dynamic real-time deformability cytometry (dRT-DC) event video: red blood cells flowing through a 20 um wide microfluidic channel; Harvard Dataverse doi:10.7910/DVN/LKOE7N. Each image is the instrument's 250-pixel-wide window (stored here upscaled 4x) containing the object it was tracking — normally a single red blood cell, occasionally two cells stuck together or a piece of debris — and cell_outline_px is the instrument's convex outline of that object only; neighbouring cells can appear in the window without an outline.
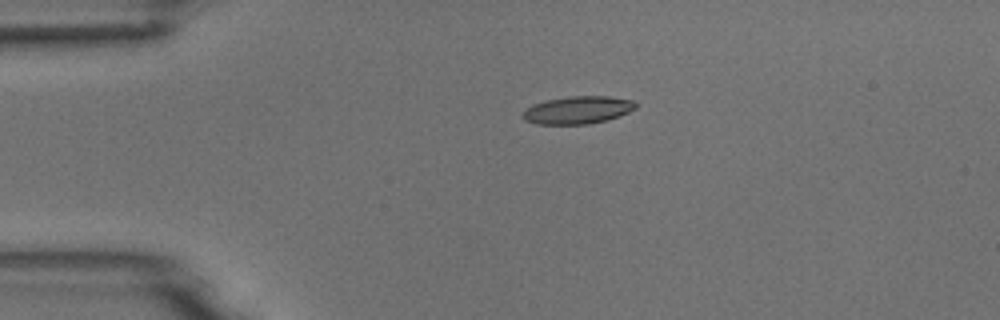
{"species": "common noctule bat (a hibernating species)", "species_latin": "Nyctalus noctula", "temperature_condition": "room temperature", "stored_images_in_passage": 43, "camera_frame_rate_fps": 3000, "um_per_image_px": 0.085, "animal": {"sex": "male", "body_mass_g": 18.8}, "frame": {"image": 1, "passage_image": 1, "time_ms": 0.0, "image_size_px": [1000, 320], "cell_outline_px": [[636, 108], [620, 116], [608, 120], [588, 124], [536, 124], [524, 120], [520, 116], [532, 104], [544, 100], [568, 96], [608, 96], [632, 100], [636, 104]], "centroid_in_image_um": [49.09, 9.35], "position_along_channel_um": 35.9, "area_um2": 18.32}}
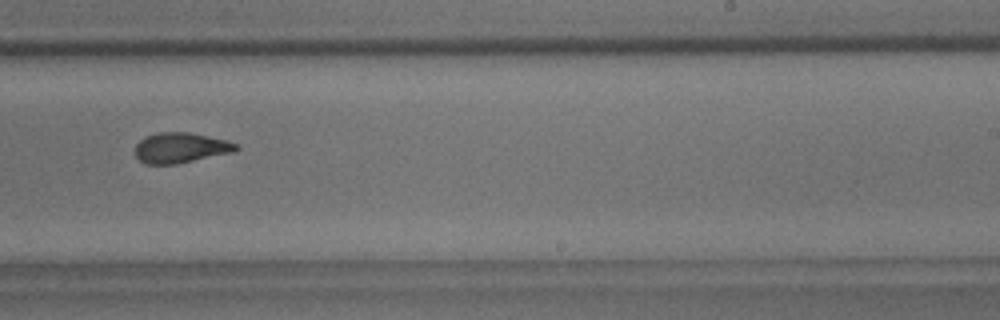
{"frame": {"image": 2, "passage_image": 23, "time_ms": 7.333, "image_size_px": [1000, 320], "cell_outline_px": [[240, 148], [236, 152], [176, 164], [144, 164], [136, 156], [136, 144], [140, 140], [156, 132], [188, 132], [208, 136], [224, 140], [236, 144]], "centroid_in_image_um": [15.37, 12.57], "position_along_channel_um": 273.6, "area_um2": 17.8}}
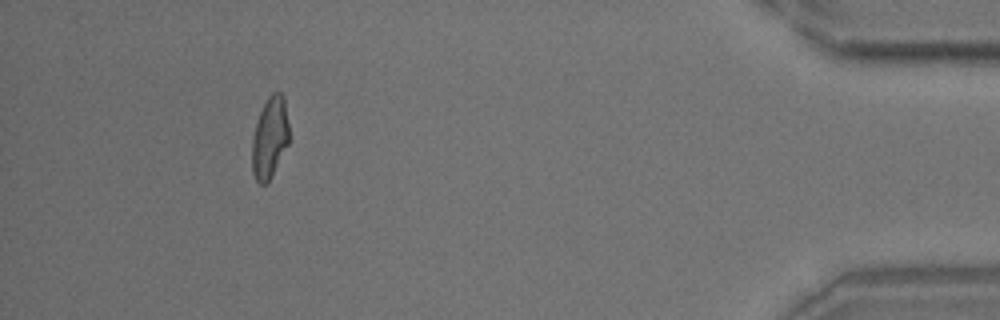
{"frame": {"image": 3, "passage_image": 39, "time_ms": 12.667, "image_size_px": [1000, 320], "cell_outline_px": [[288, 144], [268, 180], [264, 184], [260, 184], [256, 180], [252, 172], [252, 140], [256, 124], [260, 112], [268, 96], [272, 92], [280, 92], [284, 96], [288, 124]], "centroid_in_image_um": [22.92, 11.66], "position_along_channel_um": 412.3, "area_um2": 17.17}, "authors_computed_cell_mechanics": {"area_um2": 18.2648, "velocity_mm_per_s": 3.733, "shape_relaxation_time_tau1_ms": 6.5986, "shape_relaxation_time_tau2_ms": 2.3593, "deformation_change_tau1": 0.2118, "deformation_change_tau2": 0.1004}}